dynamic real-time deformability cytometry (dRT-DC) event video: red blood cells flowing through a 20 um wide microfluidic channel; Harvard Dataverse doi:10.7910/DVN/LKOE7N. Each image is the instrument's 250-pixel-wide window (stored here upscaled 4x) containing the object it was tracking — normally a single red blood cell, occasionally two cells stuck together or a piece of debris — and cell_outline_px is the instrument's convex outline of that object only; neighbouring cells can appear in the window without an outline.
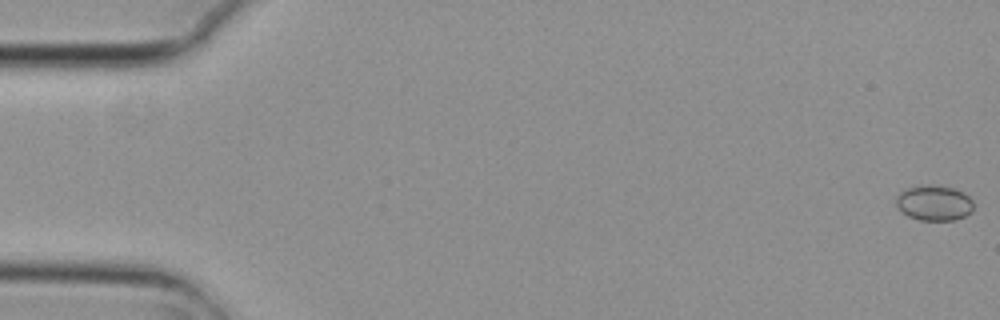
{"species": "common noctule bat (a hibernating species)", "species_latin": "Nyctalus noctula", "temperature_condition": "cold", "stored_images_in_passage": 8, "camera_frame_rate_fps": 3000, "um_per_image_px": 0.085, "animal": {"sex": "female", "body_mass_g": 29.2, "forearm_length_mm": 56.3}, "frame": {"image": 1, "passage_image": 1, "time_ms": 0.0, "image_size_px": [1000, 320], "cell_outline_px": [[972, 212], [956, 220], [920, 220], [908, 216], [896, 208], [896, 196], [904, 188], [920, 184], [928, 184], [952, 188], [964, 192], [972, 200]], "centroid_in_image_um": [79.35, 17.24], "position_along_channel_um": 5.6, "area_um2": 16.18}}
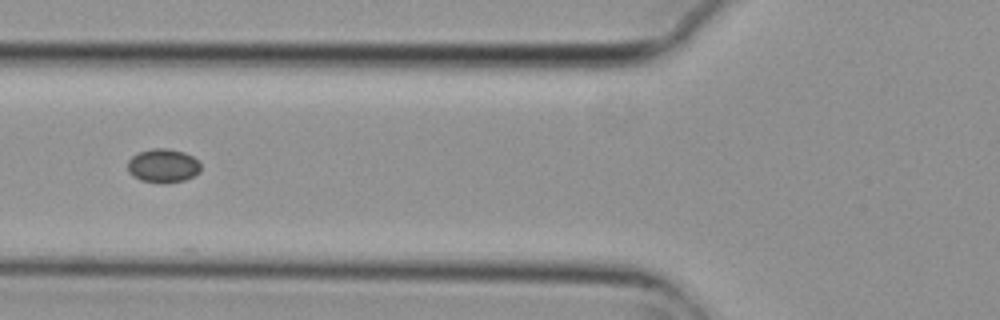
{"frame": {"image": 2, "passage_image": 7, "time_ms": 2.0, "image_size_px": [1000, 320], "cell_outline_px": [[200, 172], [184, 180], [164, 184], [140, 180], [132, 176], [128, 172], [128, 160], [132, 156], [140, 152], [152, 148], [168, 148], [184, 152], [192, 156], [200, 164]], "centroid_in_image_um": [13.84, 14.09], "position_along_channel_um": 112.0, "area_um2": 14.45}}
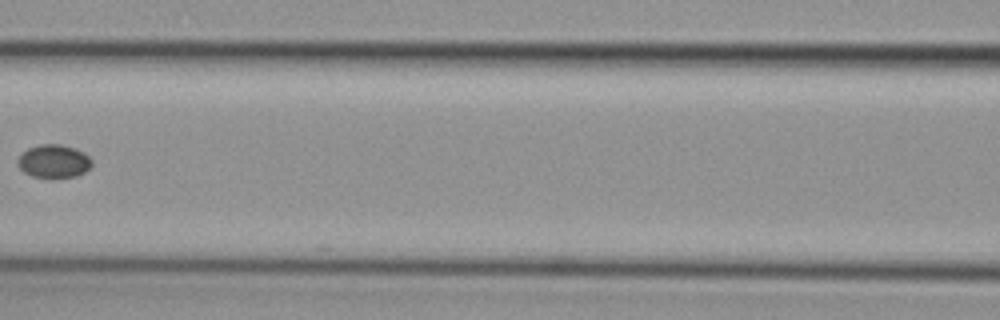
{"frame": {"image": 3, "passage_image": 8, "time_ms": 2.333, "image_size_px": [1000, 320], "cell_outline_px": [[92, 164], [84, 172], [76, 176], [56, 180], [48, 180], [32, 176], [24, 172], [16, 164], [16, 160], [28, 148], [40, 144], [60, 144], [76, 148], [84, 152], [92, 160]], "centroid_in_image_um": [4.56, 13.74], "position_along_channel_um": 162.0, "area_um2": 14.85}}